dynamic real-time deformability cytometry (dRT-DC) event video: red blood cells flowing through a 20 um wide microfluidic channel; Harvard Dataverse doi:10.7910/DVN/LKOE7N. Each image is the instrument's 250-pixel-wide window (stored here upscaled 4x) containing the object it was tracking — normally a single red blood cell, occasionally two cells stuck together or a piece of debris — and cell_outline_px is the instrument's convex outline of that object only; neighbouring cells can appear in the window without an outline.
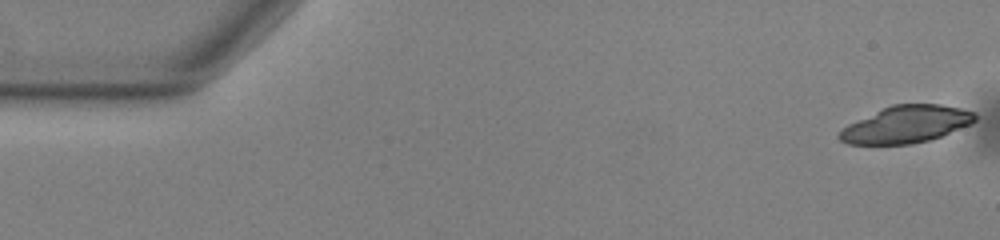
{"species": "common noctule bat (a hibernating species)", "species_latin": "Nyctalus noctula", "temperature_condition": "warm", "stored_images_in_passage": 10, "camera_frame_rate_fps": 3000, "um_per_image_px": 0.085, "animal": {"sex": "male", "body_mass_g": 13.0, "forearm_length_mm": 53.1}, "frame": {"image": 1, "passage_image": 1, "time_ms": 0.0, "image_size_px": [1000, 240], "cell_outline_px": [[976, 120], [972, 124], [940, 136], [928, 140], [912, 144], [848, 144], [840, 140], [836, 136], [848, 124], [892, 104], [940, 104], [960, 108], [976, 112]], "centroid_in_image_um": [77.05, 10.57], "position_along_channel_um": 8.0, "area_um2": 29.13}}